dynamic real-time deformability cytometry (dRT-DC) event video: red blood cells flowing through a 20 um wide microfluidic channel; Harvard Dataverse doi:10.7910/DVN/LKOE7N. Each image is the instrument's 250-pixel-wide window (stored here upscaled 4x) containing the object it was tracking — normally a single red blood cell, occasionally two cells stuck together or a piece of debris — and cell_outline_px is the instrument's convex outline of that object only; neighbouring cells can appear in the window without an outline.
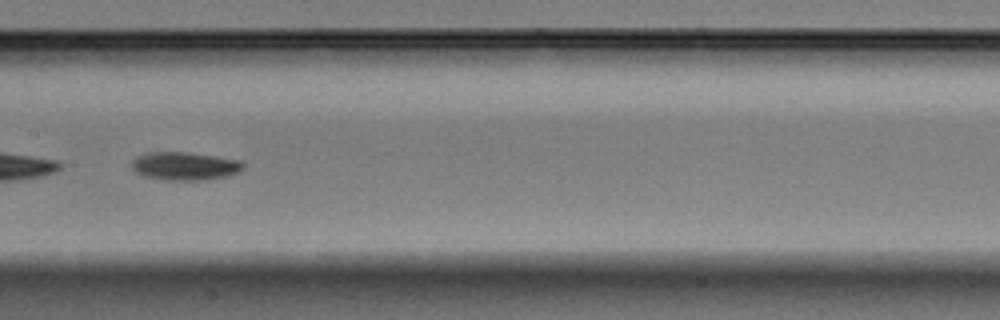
{"species": "Egyptian fruit bat (a non-hibernating species)", "species_latin": "Rousettus aegyptiacus", "temperature_condition": "warm", "stored_images_in_passage": 48, "camera_frame_rate_fps": 3000, "um_per_image_px": 0.085, "animal": {"sex": "male"}, "frame": {"image": 1, "passage_image": 24, "time_ms": 7.667, "image_size_px": [1000, 320], "cell_outline_px": [[244, 168], [228, 176], [204, 180], [164, 180], [144, 176], [136, 172], [132, 168], [132, 160], [136, 156], [148, 152], [184, 152], [216, 156], [240, 160], [244, 164]], "centroid_in_image_um": [15.69, 14.11], "position_along_channel_um": 191.7, "area_um2": 18.32}}
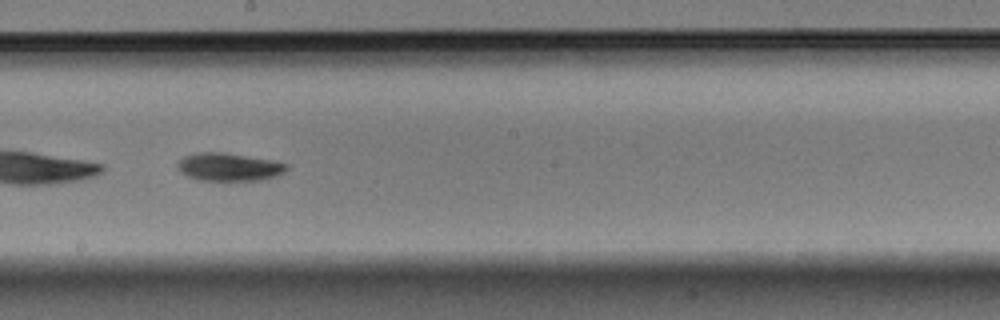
{"frame": {"image": 2, "passage_image": 27, "time_ms": 8.667, "image_size_px": [1000, 320], "cell_outline_px": [[288, 168], [284, 172], [276, 176], [264, 180], [200, 180], [188, 176], [180, 172], [176, 164], [184, 156], [200, 152], [220, 152], [272, 160], [288, 164]], "centroid_in_image_um": [19.47, 14.19], "position_along_channel_um": 228.7, "area_um2": 17.63}}
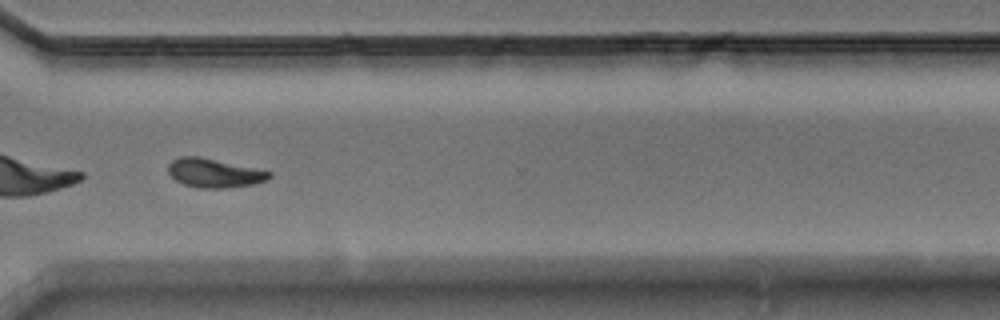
{"frame": {"image": 3, "passage_image": 37, "time_ms": 12.0, "image_size_px": [1000, 320], "cell_outline_px": [[272, 176], [268, 180], [252, 184], [224, 188], [200, 188], [184, 184], [176, 180], [168, 172], [168, 164], [172, 160], [180, 156], [196, 156], [272, 172]], "centroid_in_image_um": [18.19, 14.71], "position_along_channel_um": 352.4, "area_um2": 16.7}, "authors_computed_cell_mechanics": {"area_um2": 18.2937, "velocity_mm_per_s": 3.7107, "shape_relaxation_time_tau1_ms": 1.3559, "shape_relaxation_time_tau2_ms": null, "deformation_change_tau1": 0.1408, "deformation_change_tau2": null}}